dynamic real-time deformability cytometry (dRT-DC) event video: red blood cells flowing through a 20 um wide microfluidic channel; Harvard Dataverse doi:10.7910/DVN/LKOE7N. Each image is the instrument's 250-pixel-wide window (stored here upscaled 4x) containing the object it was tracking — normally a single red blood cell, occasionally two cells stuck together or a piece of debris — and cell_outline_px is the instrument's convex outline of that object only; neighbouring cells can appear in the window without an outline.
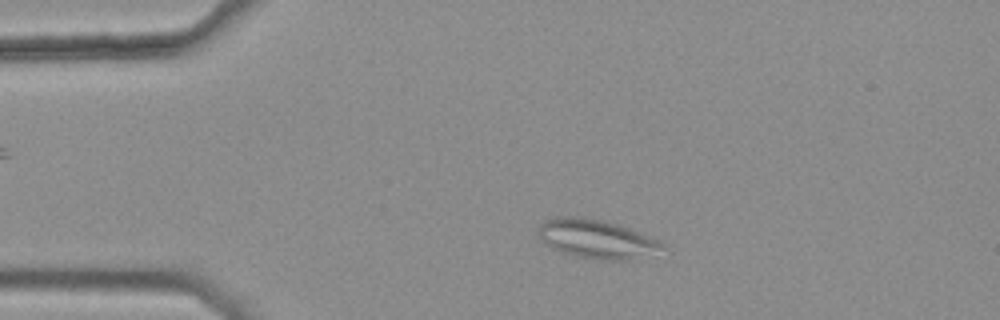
{"species": "common noctule bat (a hibernating species)", "species_latin": "Nyctalus noctula", "temperature_condition": "warm", "stored_images_in_passage": 37, "camera_frame_rate_fps": 3000, "um_per_image_px": 0.085, "animal": {"sex": "female", "body_mass_g": 25.1}, "frame": {"image": 1, "passage_image": 7, "time_ms": 2.0, "image_size_px": [1000, 320], "cell_outline_px": [[668, 248], [632, 260], [600, 260], [576, 256], [560, 252], [552, 248], [540, 236], [540, 224], [556, 216], [580, 216], [604, 220], [640, 232], [660, 240]], "centroid_in_image_um": [50.77, 20.31], "position_along_channel_um": 34.2, "area_um2": 28.03}}
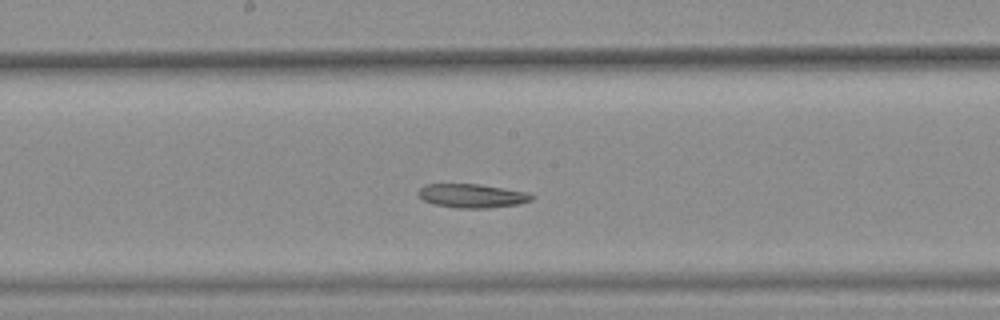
{"frame": {"image": 2, "passage_image": 24, "time_ms": 7.667, "image_size_px": [1000, 320], "cell_outline_px": [[536, 196], [532, 200], [520, 204], [488, 208], [456, 208], [436, 204], [424, 200], [416, 192], [424, 184], [480, 184], [528, 192]], "centroid_in_image_um": [40.17, 16.64], "position_along_channel_um": 208.0, "area_um2": 15.84}}
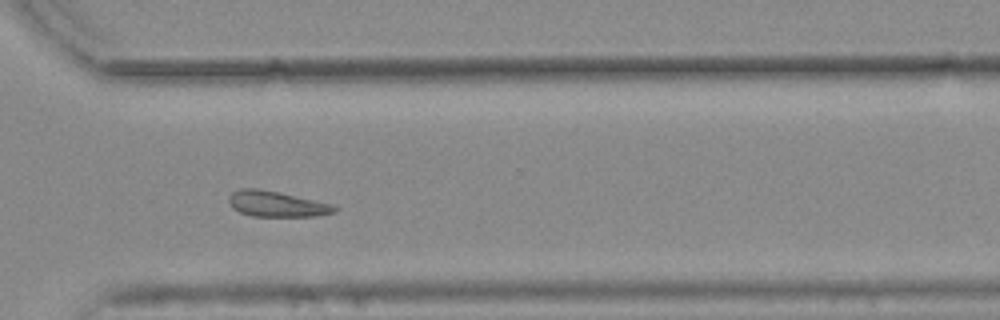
{"frame": {"image": 3, "passage_image": 35, "time_ms": 11.333, "image_size_px": [1000, 320], "cell_outline_px": [[340, 208], [336, 212], [316, 216], [252, 216], [240, 212], [232, 208], [228, 200], [228, 196], [232, 192], [240, 188], [256, 188], [336, 204]], "centroid_in_image_um": [23.55, 17.34], "position_along_channel_um": 347.0, "area_um2": 15.9}}